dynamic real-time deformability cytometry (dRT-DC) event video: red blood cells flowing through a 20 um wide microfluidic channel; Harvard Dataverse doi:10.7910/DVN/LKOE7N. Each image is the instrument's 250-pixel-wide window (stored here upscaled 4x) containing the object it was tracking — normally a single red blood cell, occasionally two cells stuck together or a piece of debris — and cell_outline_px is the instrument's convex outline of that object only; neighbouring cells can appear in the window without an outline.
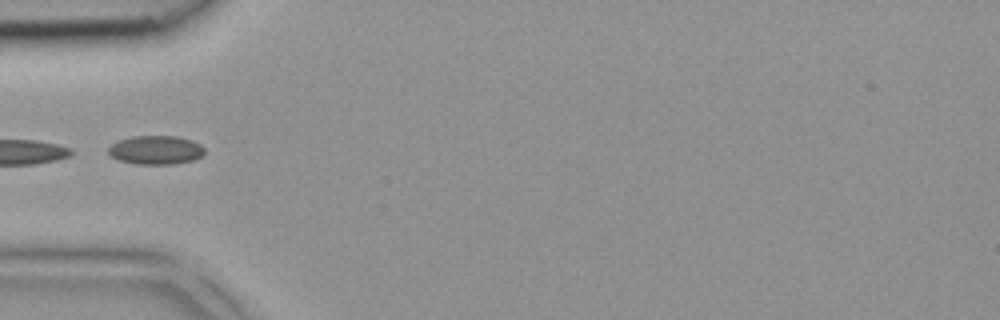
{"species": "common noctule bat (a hibernating species)", "species_latin": "Nyctalus noctula", "temperature_condition": "room temperature", "stored_images_in_passage": 4, "camera_frame_rate_fps": 3000, "um_per_image_px": 0.085, "animal": {"sex": "female", "body_mass_g": 18.4}, "frame": {"image": 1, "passage_image": 4, "time_ms": 1.0, "image_size_px": [1000, 320], "cell_outline_px": [[204, 156], [192, 160], [176, 164], [136, 164], [120, 160], [112, 156], [108, 152], [108, 148], [112, 144], [120, 140], [132, 136], [176, 136], [192, 140], [200, 144], [204, 148]], "centroid_in_image_um": [13.28, 12.75], "position_along_channel_um": 71.7, "area_um2": 16.13}}